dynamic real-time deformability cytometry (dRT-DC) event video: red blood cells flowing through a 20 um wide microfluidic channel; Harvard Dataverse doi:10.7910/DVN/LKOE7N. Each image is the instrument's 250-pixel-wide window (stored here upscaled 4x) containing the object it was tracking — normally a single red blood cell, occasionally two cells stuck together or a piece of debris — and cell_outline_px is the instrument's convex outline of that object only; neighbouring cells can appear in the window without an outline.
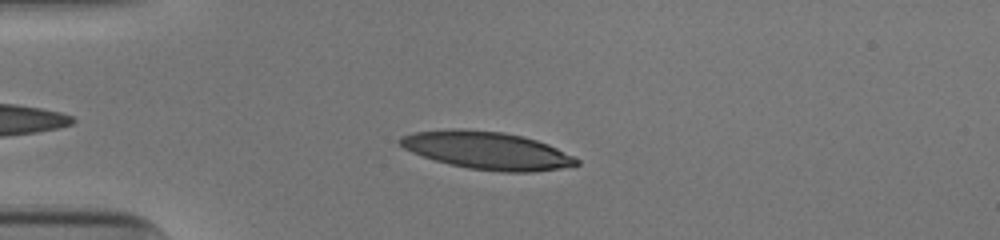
{"species": "human", "species_latin": "Homo sapiens", "temperature_condition": "cold", "stored_images_in_passage": 41, "camera_frame_rate_fps": 3000, "um_per_image_px": 0.085, "donor": {"sex": "male"}, "frame": {"image": 1, "passage_image": 7, "time_ms": 2.0, "image_size_px": [1000, 240], "cell_outline_px": [[580, 164], [560, 168], [532, 172], [504, 172], [468, 168], [448, 164], [412, 152], [404, 148], [396, 140], [400, 136], [416, 132], [452, 128], [504, 132], [524, 136], [548, 144], [580, 160]], "centroid_in_image_um": [41.38, 12.78], "position_along_channel_um": 43.6, "area_um2": 38.55}}
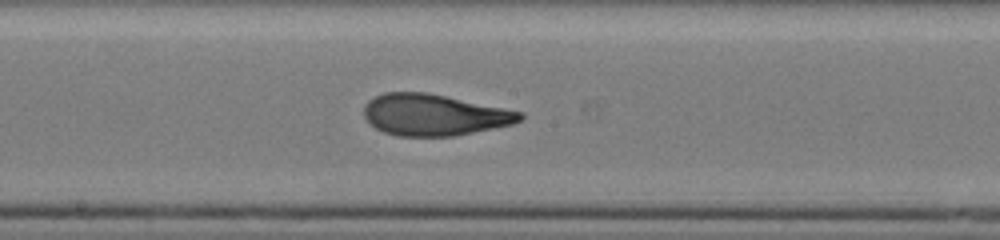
{"frame": {"image": 2, "passage_image": 22, "time_ms": 7.0, "image_size_px": [1000, 240], "cell_outline_px": [[524, 116], [520, 120], [512, 124], [452, 136], [396, 136], [384, 132], [368, 124], [364, 116], [364, 104], [368, 100], [384, 92], [428, 92], [524, 112]], "centroid_in_image_um": [36.86, 9.75], "position_along_channel_um": 211.3, "area_um2": 37.69}}
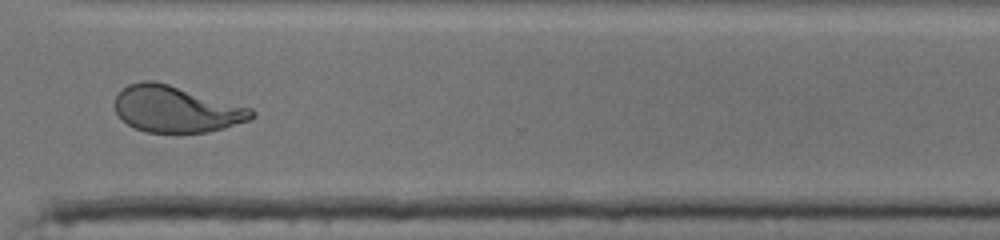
{"frame": {"image": 3, "passage_image": 33, "time_ms": 10.667, "image_size_px": [1000, 240], "cell_outline_px": [[256, 116], [248, 120], [224, 128], [208, 132], [144, 132], [128, 124], [116, 112], [116, 96], [128, 84], [140, 80], [152, 80], [168, 84], [252, 108], [256, 112]], "centroid_in_image_um": [14.99, 9.27], "position_along_channel_um": 355.6, "area_um2": 36.65}, "authors_computed_cell_mechanics": {"area_um2": 37.6856, "velocity_mm_per_s": 3.9361, "shape_relaxation_time_tau1_ms": 6.0725, "shape_relaxation_time_tau2_ms": 1.2943, "deformation_change_tau1": 0.2588, "deformation_change_tau2": 0.0883}}